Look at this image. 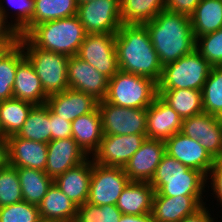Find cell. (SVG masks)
I'll use <instances>...</instances> for the list:
<instances>
[{"label": "cell", "mask_w": 222, "mask_h": 222, "mask_svg": "<svg viewBox=\"0 0 222 222\" xmlns=\"http://www.w3.org/2000/svg\"><path fill=\"white\" fill-rule=\"evenodd\" d=\"M31 29L40 23L77 15L76 0H34Z\"/></svg>", "instance_id": "d6a6232c"}, {"label": "cell", "mask_w": 222, "mask_h": 222, "mask_svg": "<svg viewBox=\"0 0 222 222\" xmlns=\"http://www.w3.org/2000/svg\"><path fill=\"white\" fill-rule=\"evenodd\" d=\"M23 201L17 168L7 165L0 169V207Z\"/></svg>", "instance_id": "8d00e7d4"}, {"label": "cell", "mask_w": 222, "mask_h": 222, "mask_svg": "<svg viewBox=\"0 0 222 222\" xmlns=\"http://www.w3.org/2000/svg\"><path fill=\"white\" fill-rule=\"evenodd\" d=\"M195 49L211 66H222V28L197 37Z\"/></svg>", "instance_id": "74e56055"}, {"label": "cell", "mask_w": 222, "mask_h": 222, "mask_svg": "<svg viewBox=\"0 0 222 222\" xmlns=\"http://www.w3.org/2000/svg\"><path fill=\"white\" fill-rule=\"evenodd\" d=\"M146 138V134L103 135L91 158L103 166L124 167Z\"/></svg>", "instance_id": "7c38bea8"}, {"label": "cell", "mask_w": 222, "mask_h": 222, "mask_svg": "<svg viewBox=\"0 0 222 222\" xmlns=\"http://www.w3.org/2000/svg\"><path fill=\"white\" fill-rule=\"evenodd\" d=\"M185 136L198 140L213 159L222 157V120L202 112L182 120Z\"/></svg>", "instance_id": "4fadbf2b"}, {"label": "cell", "mask_w": 222, "mask_h": 222, "mask_svg": "<svg viewBox=\"0 0 222 222\" xmlns=\"http://www.w3.org/2000/svg\"><path fill=\"white\" fill-rule=\"evenodd\" d=\"M149 184L154 196H205L207 177L165 153Z\"/></svg>", "instance_id": "3957f363"}, {"label": "cell", "mask_w": 222, "mask_h": 222, "mask_svg": "<svg viewBox=\"0 0 222 222\" xmlns=\"http://www.w3.org/2000/svg\"><path fill=\"white\" fill-rule=\"evenodd\" d=\"M209 180V181H208ZM207 188L211 187V190L214 199L217 198V203L219 202L220 207H222V157L214 159L209 174L207 175ZM222 211V208L220 209Z\"/></svg>", "instance_id": "60d3db41"}, {"label": "cell", "mask_w": 222, "mask_h": 222, "mask_svg": "<svg viewBox=\"0 0 222 222\" xmlns=\"http://www.w3.org/2000/svg\"><path fill=\"white\" fill-rule=\"evenodd\" d=\"M166 0H120L123 24H144L165 9Z\"/></svg>", "instance_id": "4dcf8cb0"}, {"label": "cell", "mask_w": 222, "mask_h": 222, "mask_svg": "<svg viewBox=\"0 0 222 222\" xmlns=\"http://www.w3.org/2000/svg\"><path fill=\"white\" fill-rule=\"evenodd\" d=\"M118 222H154L152 213L144 215H125L122 214Z\"/></svg>", "instance_id": "bcb514c9"}, {"label": "cell", "mask_w": 222, "mask_h": 222, "mask_svg": "<svg viewBox=\"0 0 222 222\" xmlns=\"http://www.w3.org/2000/svg\"><path fill=\"white\" fill-rule=\"evenodd\" d=\"M91 176L92 158L89 156L84 162L58 176L54 183L72 202L81 206L88 200Z\"/></svg>", "instance_id": "7402d4cb"}, {"label": "cell", "mask_w": 222, "mask_h": 222, "mask_svg": "<svg viewBox=\"0 0 222 222\" xmlns=\"http://www.w3.org/2000/svg\"><path fill=\"white\" fill-rule=\"evenodd\" d=\"M24 58V50L19 43L7 48L0 56V101L13 98L16 68Z\"/></svg>", "instance_id": "836d02e7"}, {"label": "cell", "mask_w": 222, "mask_h": 222, "mask_svg": "<svg viewBox=\"0 0 222 222\" xmlns=\"http://www.w3.org/2000/svg\"><path fill=\"white\" fill-rule=\"evenodd\" d=\"M210 210V211H209ZM211 209L204 204L199 210L195 213L185 216L180 222H217L215 218H212Z\"/></svg>", "instance_id": "f6af8a7d"}, {"label": "cell", "mask_w": 222, "mask_h": 222, "mask_svg": "<svg viewBox=\"0 0 222 222\" xmlns=\"http://www.w3.org/2000/svg\"><path fill=\"white\" fill-rule=\"evenodd\" d=\"M88 156L72 138L51 140L47 143L45 173L55 180L70 168L84 162Z\"/></svg>", "instance_id": "e0dca14e"}, {"label": "cell", "mask_w": 222, "mask_h": 222, "mask_svg": "<svg viewBox=\"0 0 222 222\" xmlns=\"http://www.w3.org/2000/svg\"><path fill=\"white\" fill-rule=\"evenodd\" d=\"M13 98L29 102L33 105L45 104L48 98L32 64L26 57L16 68Z\"/></svg>", "instance_id": "cb8c5ba5"}, {"label": "cell", "mask_w": 222, "mask_h": 222, "mask_svg": "<svg viewBox=\"0 0 222 222\" xmlns=\"http://www.w3.org/2000/svg\"><path fill=\"white\" fill-rule=\"evenodd\" d=\"M162 66L191 53L196 46L190 16L162 10L144 23Z\"/></svg>", "instance_id": "7a4b0ae2"}, {"label": "cell", "mask_w": 222, "mask_h": 222, "mask_svg": "<svg viewBox=\"0 0 222 222\" xmlns=\"http://www.w3.org/2000/svg\"><path fill=\"white\" fill-rule=\"evenodd\" d=\"M16 136L41 143L51 141L50 109L46 103L32 107Z\"/></svg>", "instance_id": "f1b7e54d"}, {"label": "cell", "mask_w": 222, "mask_h": 222, "mask_svg": "<svg viewBox=\"0 0 222 222\" xmlns=\"http://www.w3.org/2000/svg\"><path fill=\"white\" fill-rule=\"evenodd\" d=\"M90 1H92V0H76V2H77L78 5H79V4H82V3H84V2H90Z\"/></svg>", "instance_id": "681fc988"}, {"label": "cell", "mask_w": 222, "mask_h": 222, "mask_svg": "<svg viewBox=\"0 0 222 222\" xmlns=\"http://www.w3.org/2000/svg\"><path fill=\"white\" fill-rule=\"evenodd\" d=\"M129 182L130 179L123 167L103 166L92 160V176L87 202L96 206L116 205Z\"/></svg>", "instance_id": "ba28073f"}, {"label": "cell", "mask_w": 222, "mask_h": 222, "mask_svg": "<svg viewBox=\"0 0 222 222\" xmlns=\"http://www.w3.org/2000/svg\"><path fill=\"white\" fill-rule=\"evenodd\" d=\"M157 96V82L119 70L108 80L105 101L125 108L147 109Z\"/></svg>", "instance_id": "5b68a950"}, {"label": "cell", "mask_w": 222, "mask_h": 222, "mask_svg": "<svg viewBox=\"0 0 222 222\" xmlns=\"http://www.w3.org/2000/svg\"><path fill=\"white\" fill-rule=\"evenodd\" d=\"M158 96L177 112L182 120L204 112L202 106V90H158Z\"/></svg>", "instance_id": "4316f807"}, {"label": "cell", "mask_w": 222, "mask_h": 222, "mask_svg": "<svg viewBox=\"0 0 222 222\" xmlns=\"http://www.w3.org/2000/svg\"><path fill=\"white\" fill-rule=\"evenodd\" d=\"M37 205L22 201L0 207V222H41Z\"/></svg>", "instance_id": "ab89813d"}, {"label": "cell", "mask_w": 222, "mask_h": 222, "mask_svg": "<svg viewBox=\"0 0 222 222\" xmlns=\"http://www.w3.org/2000/svg\"><path fill=\"white\" fill-rule=\"evenodd\" d=\"M205 196H154L152 217L154 222H180L185 216L199 210Z\"/></svg>", "instance_id": "ac0fdd59"}, {"label": "cell", "mask_w": 222, "mask_h": 222, "mask_svg": "<svg viewBox=\"0 0 222 222\" xmlns=\"http://www.w3.org/2000/svg\"><path fill=\"white\" fill-rule=\"evenodd\" d=\"M202 106L205 113L222 117V66H212L202 88Z\"/></svg>", "instance_id": "e575fe53"}, {"label": "cell", "mask_w": 222, "mask_h": 222, "mask_svg": "<svg viewBox=\"0 0 222 222\" xmlns=\"http://www.w3.org/2000/svg\"><path fill=\"white\" fill-rule=\"evenodd\" d=\"M19 34L5 19L3 11L0 9V43H18Z\"/></svg>", "instance_id": "ee69618b"}, {"label": "cell", "mask_w": 222, "mask_h": 222, "mask_svg": "<svg viewBox=\"0 0 222 222\" xmlns=\"http://www.w3.org/2000/svg\"><path fill=\"white\" fill-rule=\"evenodd\" d=\"M181 130V117L157 96L147 108V138L165 141Z\"/></svg>", "instance_id": "ffe728a7"}, {"label": "cell", "mask_w": 222, "mask_h": 222, "mask_svg": "<svg viewBox=\"0 0 222 222\" xmlns=\"http://www.w3.org/2000/svg\"><path fill=\"white\" fill-rule=\"evenodd\" d=\"M195 39L222 28V0H201L190 15Z\"/></svg>", "instance_id": "83f0119b"}, {"label": "cell", "mask_w": 222, "mask_h": 222, "mask_svg": "<svg viewBox=\"0 0 222 222\" xmlns=\"http://www.w3.org/2000/svg\"><path fill=\"white\" fill-rule=\"evenodd\" d=\"M46 105L57 116L72 122L79 116L92 112L98 106V101L91 95L68 88L48 96Z\"/></svg>", "instance_id": "d6986e66"}, {"label": "cell", "mask_w": 222, "mask_h": 222, "mask_svg": "<svg viewBox=\"0 0 222 222\" xmlns=\"http://www.w3.org/2000/svg\"><path fill=\"white\" fill-rule=\"evenodd\" d=\"M155 190L149 182L130 181L122 191L116 206L125 215H144L152 212Z\"/></svg>", "instance_id": "d4e9b609"}, {"label": "cell", "mask_w": 222, "mask_h": 222, "mask_svg": "<svg viewBox=\"0 0 222 222\" xmlns=\"http://www.w3.org/2000/svg\"><path fill=\"white\" fill-rule=\"evenodd\" d=\"M23 201L39 205L54 180L44 171L32 168H17Z\"/></svg>", "instance_id": "f546056e"}, {"label": "cell", "mask_w": 222, "mask_h": 222, "mask_svg": "<svg viewBox=\"0 0 222 222\" xmlns=\"http://www.w3.org/2000/svg\"><path fill=\"white\" fill-rule=\"evenodd\" d=\"M77 16L87 34H116L121 25L120 0H92L78 5Z\"/></svg>", "instance_id": "30bf717a"}, {"label": "cell", "mask_w": 222, "mask_h": 222, "mask_svg": "<svg viewBox=\"0 0 222 222\" xmlns=\"http://www.w3.org/2000/svg\"><path fill=\"white\" fill-rule=\"evenodd\" d=\"M18 43L22 46L25 57L32 64L47 96L69 88L68 56L37 48L25 36H20Z\"/></svg>", "instance_id": "8992f818"}, {"label": "cell", "mask_w": 222, "mask_h": 222, "mask_svg": "<svg viewBox=\"0 0 222 222\" xmlns=\"http://www.w3.org/2000/svg\"><path fill=\"white\" fill-rule=\"evenodd\" d=\"M47 143L12 135L8 137V164L16 168H32L45 172Z\"/></svg>", "instance_id": "44dd1931"}, {"label": "cell", "mask_w": 222, "mask_h": 222, "mask_svg": "<svg viewBox=\"0 0 222 222\" xmlns=\"http://www.w3.org/2000/svg\"><path fill=\"white\" fill-rule=\"evenodd\" d=\"M103 135H130L147 133V109L125 108L98 102Z\"/></svg>", "instance_id": "9c48e42d"}, {"label": "cell", "mask_w": 222, "mask_h": 222, "mask_svg": "<svg viewBox=\"0 0 222 222\" xmlns=\"http://www.w3.org/2000/svg\"><path fill=\"white\" fill-rule=\"evenodd\" d=\"M34 105L16 98L0 101V124L4 137L16 135Z\"/></svg>", "instance_id": "1f68e13d"}, {"label": "cell", "mask_w": 222, "mask_h": 222, "mask_svg": "<svg viewBox=\"0 0 222 222\" xmlns=\"http://www.w3.org/2000/svg\"><path fill=\"white\" fill-rule=\"evenodd\" d=\"M72 138L89 157L97 151L103 138L101 115L98 107L71 122Z\"/></svg>", "instance_id": "603a6c76"}, {"label": "cell", "mask_w": 222, "mask_h": 222, "mask_svg": "<svg viewBox=\"0 0 222 222\" xmlns=\"http://www.w3.org/2000/svg\"><path fill=\"white\" fill-rule=\"evenodd\" d=\"M212 66L194 49L162 68L158 90H202Z\"/></svg>", "instance_id": "52a82bcc"}, {"label": "cell", "mask_w": 222, "mask_h": 222, "mask_svg": "<svg viewBox=\"0 0 222 222\" xmlns=\"http://www.w3.org/2000/svg\"><path fill=\"white\" fill-rule=\"evenodd\" d=\"M0 137H4L3 130H2V127H1V124H0Z\"/></svg>", "instance_id": "f907efd6"}, {"label": "cell", "mask_w": 222, "mask_h": 222, "mask_svg": "<svg viewBox=\"0 0 222 222\" xmlns=\"http://www.w3.org/2000/svg\"><path fill=\"white\" fill-rule=\"evenodd\" d=\"M8 165V138L0 137V169Z\"/></svg>", "instance_id": "7dc6e473"}, {"label": "cell", "mask_w": 222, "mask_h": 222, "mask_svg": "<svg viewBox=\"0 0 222 222\" xmlns=\"http://www.w3.org/2000/svg\"><path fill=\"white\" fill-rule=\"evenodd\" d=\"M165 153L163 140L146 138L123 169L130 181L150 182Z\"/></svg>", "instance_id": "2e32d148"}, {"label": "cell", "mask_w": 222, "mask_h": 222, "mask_svg": "<svg viewBox=\"0 0 222 222\" xmlns=\"http://www.w3.org/2000/svg\"><path fill=\"white\" fill-rule=\"evenodd\" d=\"M121 215L116 205L96 206L86 202L77 207L74 222H118Z\"/></svg>", "instance_id": "f35d334b"}, {"label": "cell", "mask_w": 222, "mask_h": 222, "mask_svg": "<svg viewBox=\"0 0 222 222\" xmlns=\"http://www.w3.org/2000/svg\"><path fill=\"white\" fill-rule=\"evenodd\" d=\"M77 205L53 182L38 205L42 221L74 222Z\"/></svg>", "instance_id": "484cf974"}, {"label": "cell", "mask_w": 222, "mask_h": 222, "mask_svg": "<svg viewBox=\"0 0 222 222\" xmlns=\"http://www.w3.org/2000/svg\"><path fill=\"white\" fill-rule=\"evenodd\" d=\"M77 56L108 79L119 71L115 34H87Z\"/></svg>", "instance_id": "8fae6325"}, {"label": "cell", "mask_w": 222, "mask_h": 222, "mask_svg": "<svg viewBox=\"0 0 222 222\" xmlns=\"http://www.w3.org/2000/svg\"><path fill=\"white\" fill-rule=\"evenodd\" d=\"M201 0H166L165 9L190 16Z\"/></svg>", "instance_id": "7bdbcfd3"}, {"label": "cell", "mask_w": 222, "mask_h": 222, "mask_svg": "<svg viewBox=\"0 0 222 222\" xmlns=\"http://www.w3.org/2000/svg\"><path fill=\"white\" fill-rule=\"evenodd\" d=\"M51 140L72 137L71 122L57 116L50 110Z\"/></svg>", "instance_id": "b9f144b4"}, {"label": "cell", "mask_w": 222, "mask_h": 222, "mask_svg": "<svg viewBox=\"0 0 222 222\" xmlns=\"http://www.w3.org/2000/svg\"><path fill=\"white\" fill-rule=\"evenodd\" d=\"M16 44L17 43H0V56L7 48L13 47Z\"/></svg>", "instance_id": "c3c4849f"}, {"label": "cell", "mask_w": 222, "mask_h": 222, "mask_svg": "<svg viewBox=\"0 0 222 222\" xmlns=\"http://www.w3.org/2000/svg\"><path fill=\"white\" fill-rule=\"evenodd\" d=\"M4 1L7 3L8 7L10 6V8H13L14 14L11 17L15 19L8 20V18H10V10L6 8L7 6L4 4ZM34 5V0H0V9L3 11L5 19L9 21V24L16 30L19 36H25L31 30Z\"/></svg>", "instance_id": "d590c367"}, {"label": "cell", "mask_w": 222, "mask_h": 222, "mask_svg": "<svg viewBox=\"0 0 222 222\" xmlns=\"http://www.w3.org/2000/svg\"><path fill=\"white\" fill-rule=\"evenodd\" d=\"M115 45L119 70L159 82L163 66L144 24H122Z\"/></svg>", "instance_id": "6da1fadb"}, {"label": "cell", "mask_w": 222, "mask_h": 222, "mask_svg": "<svg viewBox=\"0 0 222 222\" xmlns=\"http://www.w3.org/2000/svg\"><path fill=\"white\" fill-rule=\"evenodd\" d=\"M165 152L188 168L202 172L206 177L212 168L214 159L199 143L183 133H175L165 141Z\"/></svg>", "instance_id": "9a60e30c"}, {"label": "cell", "mask_w": 222, "mask_h": 222, "mask_svg": "<svg viewBox=\"0 0 222 222\" xmlns=\"http://www.w3.org/2000/svg\"><path fill=\"white\" fill-rule=\"evenodd\" d=\"M87 33L77 15L35 25L25 37L37 48L72 57Z\"/></svg>", "instance_id": "277c9868"}, {"label": "cell", "mask_w": 222, "mask_h": 222, "mask_svg": "<svg viewBox=\"0 0 222 222\" xmlns=\"http://www.w3.org/2000/svg\"><path fill=\"white\" fill-rule=\"evenodd\" d=\"M67 79L69 88L91 95L98 102L105 100L109 79L77 55L69 57Z\"/></svg>", "instance_id": "5bb4252c"}]
</instances>
